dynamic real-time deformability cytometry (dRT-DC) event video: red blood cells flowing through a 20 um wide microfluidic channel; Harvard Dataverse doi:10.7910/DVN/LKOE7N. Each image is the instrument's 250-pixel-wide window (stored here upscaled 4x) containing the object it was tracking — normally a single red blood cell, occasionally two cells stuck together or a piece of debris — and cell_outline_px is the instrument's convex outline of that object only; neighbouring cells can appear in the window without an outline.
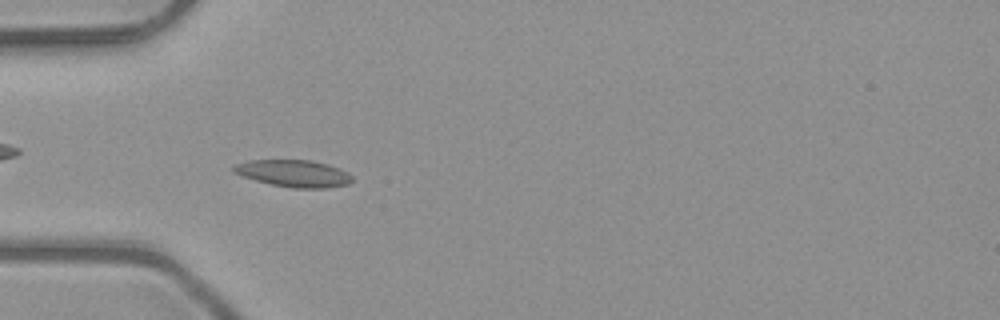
{"species": "common noctule bat (a hibernating species)", "species_latin": "Nyctalus noctula", "temperature_condition": "room temperature", "stored_images_in_passage": 5, "camera_frame_rate_fps": 3000, "um_per_image_px": 0.085, "animal": {"sex": "male", "body_mass_g": 23.1, "forearm_length_mm": 52.7}, "frame": {"image": 1, "passage_image": 4, "time_ms": 1.0, "image_size_px": [1000, 320], "cell_outline_px": [[352, 180], [348, 184], [328, 188], [292, 188], [272, 184], [256, 180], [232, 172], [232, 168], [236, 164], [248, 160], [312, 160], [328, 164], [340, 168], [348, 172], [352, 176]], "centroid_in_image_um": [24.99, 14.73], "position_along_channel_um": 60.0, "area_um2": 18.67}}
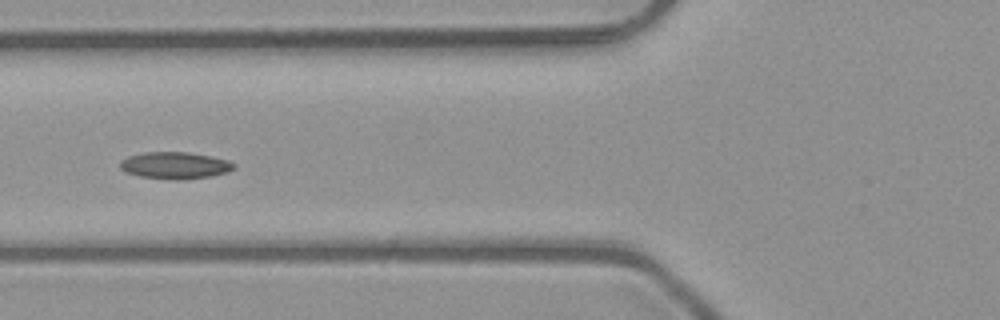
{"frame": {"image": 2, "passage_image": 5, "time_ms": 1.333, "image_size_px": [1000, 320], "cell_outline_px": [[236, 168], [228, 172], [212, 176], [184, 180], [172, 180], [140, 176], [124, 172], [120, 168], [120, 160], [128, 156], [144, 152], [188, 152], [212, 156], [228, 160], [236, 164]], "centroid_in_image_um": [14.89, 14.06], "position_along_channel_um": 110.9, "area_um2": 18.15}}